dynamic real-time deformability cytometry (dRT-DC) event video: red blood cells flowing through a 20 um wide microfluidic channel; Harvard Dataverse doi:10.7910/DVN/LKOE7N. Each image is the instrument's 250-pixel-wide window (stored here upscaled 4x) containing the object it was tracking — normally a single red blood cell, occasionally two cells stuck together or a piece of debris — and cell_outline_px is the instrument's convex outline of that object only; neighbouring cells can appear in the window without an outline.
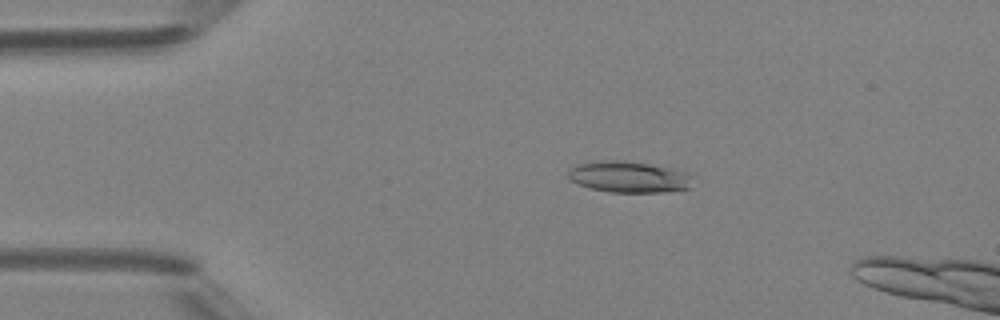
{"species": "Egyptian fruit bat (a non-hibernating species)", "species_latin": "Rousettus aegyptiacus", "temperature_condition": "room temperature", "stored_images_in_passage": 14, "camera_frame_rate_fps": 3000, "um_per_image_px": 0.085, "animal": {"sex": "female"}, "frame": {"image": 1, "passage_image": 10, "time_ms": 3.0, "image_size_px": [1000, 320], "cell_outline_px": [[688, 188], [664, 192], [608, 192], [592, 188], [580, 184], [572, 180], [568, 176], [568, 172], [572, 168], [588, 160], [624, 160], [676, 168], [688, 172]], "centroid_in_image_um": [53.43, 15.01], "position_along_channel_um": 31.6, "area_um2": 22.54}}